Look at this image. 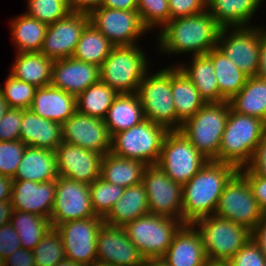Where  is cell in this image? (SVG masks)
Listing matches in <instances>:
<instances>
[{
  "instance_id": "cell-1",
  "label": "cell",
  "mask_w": 266,
  "mask_h": 266,
  "mask_svg": "<svg viewBox=\"0 0 266 266\" xmlns=\"http://www.w3.org/2000/svg\"><path fill=\"white\" fill-rule=\"evenodd\" d=\"M221 29L207 10L196 15L172 19L156 32V51L164 58L165 55L171 58H180L183 55V60L185 55H206L217 47Z\"/></svg>"
},
{
  "instance_id": "cell-2",
  "label": "cell",
  "mask_w": 266,
  "mask_h": 266,
  "mask_svg": "<svg viewBox=\"0 0 266 266\" xmlns=\"http://www.w3.org/2000/svg\"><path fill=\"white\" fill-rule=\"evenodd\" d=\"M237 171L229 163L208 161L183 185L182 222L192 224L214 215L226 183Z\"/></svg>"
},
{
  "instance_id": "cell-3",
  "label": "cell",
  "mask_w": 266,
  "mask_h": 266,
  "mask_svg": "<svg viewBox=\"0 0 266 266\" xmlns=\"http://www.w3.org/2000/svg\"><path fill=\"white\" fill-rule=\"evenodd\" d=\"M266 135V123L259 118L229 110L222 134L218 162L229 163L237 169L250 162L257 144Z\"/></svg>"
},
{
  "instance_id": "cell-4",
  "label": "cell",
  "mask_w": 266,
  "mask_h": 266,
  "mask_svg": "<svg viewBox=\"0 0 266 266\" xmlns=\"http://www.w3.org/2000/svg\"><path fill=\"white\" fill-rule=\"evenodd\" d=\"M146 52L142 44L114 46L100 67V80L119 94L136 93L145 73L155 67Z\"/></svg>"
},
{
  "instance_id": "cell-5",
  "label": "cell",
  "mask_w": 266,
  "mask_h": 266,
  "mask_svg": "<svg viewBox=\"0 0 266 266\" xmlns=\"http://www.w3.org/2000/svg\"><path fill=\"white\" fill-rule=\"evenodd\" d=\"M229 110L228 101L206 103L181 126L180 131L209 161L218 162L220 143L226 127Z\"/></svg>"
},
{
  "instance_id": "cell-6",
  "label": "cell",
  "mask_w": 266,
  "mask_h": 266,
  "mask_svg": "<svg viewBox=\"0 0 266 266\" xmlns=\"http://www.w3.org/2000/svg\"><path fill=\"white\" fill-rule=\"evenodd\" d=\"M145 73L137 90L145 119L177 130V114L171 89V65Z\"/></svg>"
},
{
  "instance_id": "cell-7",
  "label": "cell",
  "mask_w": 266,
  "mask_h": 266,
  "mask_svg": "<svg viewBox=\"0 0 266 266\" xmlns=\"http://www.w3.org/2000/svg\"><path fill=\"white\" fill-rule=\"evenodd\" d=\"M168 131L163 125L145 119L128 130L112 135L110 153L141 161L145 165L157 164Z\"/></svg>"
},
{
  "instance_id": "cell-8",
  "label": "cell",
  "mask_w": 266,
  "mask_h": 266,
  "mask_svg": "<svg viewBox=\"0 0 266 266\" xmlns=\"http://www.w3.org/2000/svg\"><path fill=\"white\" fill-rule=\"evenodd\" d=\"M208 259L229 261L250 239L251 231L214 215L194 221Z\"/></svg>"
},
{
  "instance_id": "cell-9",
  "label": "cell",
  "mask_w": 266,
  "mask_h": 266,
  "mask_svg": "<svg viewBox=\"0 0 266 266\" xmlns=\"http://www.w3.org/2000/svg\"><path fill=\"white\" fill-rule=\"evenodd\" d=\"M183 224L178 219L148 213L126 224L123 229L147 259L163 257Z\"/></svg>"
},
{
  "instance_id": "cell-10",
  "label": "cell",
  "mask_w": 266,
  "mask_h": 266,
  "mask_svg": "<svg viewBox=\"0 0 266 266\" xmlns=\"http://www.w3.org/2000/svg\"><path fill=\"white\" fill-rule=\"evenodd\" d=\"M180 130H169L157 165L167 176L184 185L208 162Z\"/></svg>"
},
{
  "instance_id": "cell-11",
  "label": "cell",
  "mask_w": 266,
  "mask_h": 266,
  "mask_svg": "<svg viewBox=\"0 0 266 266\" xmlns=\"http://www.w3.org/2000/svg\"><path fill=\"white\" fill-rule=\"evenodd\" d=\"M257 24L222 28L217 42V48L249 77L257 75L260 38L266 32L265 24Z\"/></svg>"
},
{
  "instance_id": "cell-12",
  "label": "cell",
  "mask_w": 266,
  "mask_h": 266,
  "mask_svg": "<svg viewBox=\"0 0 266 266\" xmlns=\"http://www.w3.org/2000/svg\"><path fill=\"white\" fill-rule=\"evenodd\" d=\"M215 215L252 231L264 216L246 178L237 171L226 183Z\"/></svg>"
},
{
  "instance_id": "cell-13",
  "label": "cell",
  "mask_w": 266,
  "mask_h": 266,
  "mask_svg": "<svg viewBox=\"0 0 266 266\" xmlns=\"http://www.w3.org/2000/svg\"><path fill=\"white\" fill-rule=\"evenodd\" d=\"M88 15L90 23L105 35L114 46L141 44L142 38H145L144 36L149 33L143 26L137 10L99 7L92 10Z\"/></svg>"
},
{
  "instance_id": "cell-14",
  "label": "cell",
  "mask_w": 266,
  "mask_h": 266,
  "mask_svg": "<svg viewBox=\"0 0 266 266\" xmlns=\"http://www.w3.org/2000/svg\"><path fill=\"white\" fill-rule=\"evenodd\" d=\"M142 183L148 198L149 213L182 221L183 185L171 180L157 164L146 165Z\"/></svg>"
},
{
  "instance_id": "cell-15",
  "label": "cell",
  "mask_w": 266,
  "mask_h": 266,
  "mask_svg": "<svg viewBox=\"0 0 266 266\" xmlns=\"http://www.w3.org/2000/svg\"><path fill=\"white\" fill-rule=\"evenodd\" d=\"M90 217L100 216L93 211L89 185L59 176L50 215L51 226L55 228L62 223Z\"/></svg>"
},
{
  "instance_id": "cell-16",
  "label": "cell",
  "mask_w": 266,
  "mask_h": 266,
  "mask_svg": "<svg viewBox=\"0 0 266 266\" xmlns=\"http://www.w3.org/2000/svg\"><path fill=\"white\" fill-rule=\"evenodd\" d=\"M103 223V217H90L55 227L61 235L66 258L92 266L97 257V234Z\"/></svg>"
},
{
  "instance_id": "cell-17",
  "label": "cell",
  "mask_w": 266,
  "mask_h": 266,
  "mask_svg": "<svg viewBox=\"0 0 266 266\" xmlns=\"http://www.w3.org/2000/svg\"><path fill=\"white\" fill-rule=\"evenodd\" d=\"M87 13L70 12L66 17L48 25L40 53L54 61L72 57L86 26Z\"/></svg>"
},
{
  "instance_id": "cell-18",
  "label": "cell",
  "mask_w": 266,
  "mask_h": 266,
  "mask_svg": "<svg viewBox=\"0 0 266 266\" xmlns=\"http://www.w3.org/2000/svg\"><path fill=\"white\" fill-rule=\"evenodd\" d=\"M62 141L102 155L110 153L111 136L104 120L76 111L62 124Z\"/></svg>"
},
{
  "instance_id": "cell-19",
  "label": "cell",
  "mask_w": 266,
  "mask_h": 266,
  "mask_svg": "<svg viewBox=\"0 0 266 266\" xmlns=\"http://www.w3.org/2000/svg\"><path fill=\"white\" fill-rule=\"evenodd\" d=\"M96 261L114 266H143L145 259L123 227L103 223L97 234Z\"/></svg>"
},
{
  "instance_id": "cell-20",
  "label": "cell",
  "mask_w": 266,
  "mask_h": 266,
  "mask_svg": "<svg viewBox=\"0 0 266 266\" xmlns=\"http://www.w3.org/2000/svg\"><path fill=\"white\" fill-rule=\"evenodd\" d=\"M58 174L90 185L101 176L104 155L82 147L61 142L55 149Z\"/></svg>"
},
{
  "instance_id": "cell-21",
  "label": "cell",
  "mask_w": 266,
  "mask_h": 266,
  "mask_svg": "<svg viewBox=\"0 0 266 266\" xmlns=\"http://www.w3.org/2000/svg\"><path fill=\"white\" fill-rule=\"evenodd\" d=\"M56 194V180L33 182L13 180L11 204L13 210L25 211L50 219Z\"/></svg>"
},
{
  "instance_id": "cell-22",
  "label": "cell",
  "mask_w": 266,
  "mask_h": 266,
  "mask_svg": "<svg viewBox=\"0 0 266 266\" xmlns=\"http://www.w3.org/2000/svg\"><path fill=\"white\" fill-rule=\"evenodd\" d=\"M99 80L100 67L69 57L54 61L50 85L77 96Z\"/></svg>"
},
{
  "instance_id": "cell-23",
  "label": "cell",
  "mask_w": 266,
  "mask_h": 266,
  "mask_svg": "<svg viewBox=\"0 0 266 266\" xmlns=\"http://www.w3.org/2000/svg\"><path fill=\"white\" fill-rule=\"evenodd\" d=\"M169 266H203L207 255L201 237L192 224H183L162 257Z\"/></svg>"
},
{
  "instance_id": "cell-24",
  "label": "cell",
  "mask_w": 266,
  "mask_h": 266,
  "mask_svg": "<svg viewBox=\"0 0 266 266\" xmlns=\"http://www.w3.org/2000/svg\"><path fill=\"white\" fill-rule=\"evenodd\" d=\"M266 0H207L206 10L222 27H251ZM259 10V11H258ZM258 11V12H257ZM256 16V17H255ZM253 20V21H252Z\"/></svg>"
},
{
  "instance_id": "cell-25",
  "label": "cell",
  "mask_w": 266,
  "mask_h": 266,
  "mask_svg": "<svg viewBox=\"0 0 266 266\" xmlns=\"http://www.w3.org/2000/svg\"><path fill=\"white\" fill-rule=\"evenodd\" d=\"M29 109L62 125L76 112V96L51 85L40 87L36 89Z\"/></svg>"
},
{
  "instance_id": "cell-26",
  "label": "cell",
  "mask_w": 266,
  "mask_h": 266,
  "mask_svg": "<svg viewBox=\"0 0 266 266\" xmlns=\"http://www.w3.org/2000/svg\"><path fill=\"white\" fill-rule=\"evenodd\" d=\"M186 58L189 60L184 61L181 57V60L179 58L175 60L176 63H167V65H176L194 84L205 103L221 102V93L212 61L206 55Z\"/></svg>"
},
{
  "instance_id": "cell-27",
  "label": "cell",
  "mask_w": 266,
  "mask_h": 266,
  "mask_svg": "<svg viewBox=\"0 0 266 266\" xmlns=\"http://www.w3.org/2000/svg\"><path fill=\"white\" fill-rule=\"evenodd\" d=\"M26 146L55 151L62 142V125L22 109L20 138Z\"/></svg>"
},
{
  "instance_id": "cell-28",
  "label": "cell",
  "mask_w": 266,
  "mask_h": 266,
  "mask_svg": "<svg viewBox=\"0 0 266 266\" xmlns=\"http://www.w3.org/2000/svg\"><path fill=\"white\" fill-rule=\"evenodd\" d=\"M59 177L55 151L27 146L13 180H29L37 183L56 180Z\"/></svg>"
},
{
  "instance_id": "cell-29",
  "label": "cell",
  "mask_w": 266,
  "mask_h": 266,
  "mask_svg": "<svg viewBox=\"0 0 266 266\" xmlns=\"http://www.w3.org/2000/svg\"><path fill=\"white\" fill-rule=\"evenodd\" d=\"M148 213V198L141 182L125 188L123 195L103 217V221L109 225L124 227Z\"/></svg>"
},
{
  "instance_id": "cell-30",
  "label": "cell",
  "mask_w": 266,
  "mask_h": 266,
  "mask_svg": "<svg viewBox=\"0 0 266 266\" xmlns=\"http://www.w3.org/2000/svg\"><path fill=\"white\" fill-rule=\"evenodd\" d=\"M9 73L36 88L50 85L54 60L40 52L15 53Z\"/></svg>"
},
{
  "instance_id": "cell-31",
  "label": "cell",
  "mask_w": 266,
  "mask_h": 266,
  "mask_svg": "<svg viewBox=\"0 0 266 266\" xmlns=\"http://www.w3.org/2000/svg\"><path fill=\"white\" fill-rule=\"evenodd\" d=\"M171 89L177 114V130H180L182 124L206 103L194 84L176 65H171Z\"/></svg>"
},
{
  "instance_id": "cell-32",
  "label": "cell",
  "mask_w": 266,
  "mask_h": 266,
  "mask_svg": "<svg viewBox=\"0 0 266 266\" xmlns=\"http://www.w3.org/2000/svg\"><path fill=\"white\" fill-rule=\"evenodd\" d=\"M145 120L137 93L119 94L104 119L110 136L128 130Z\"/></svg>"
},
{
  "instance_id": "cell-33",
  "label": "cell",
  "mask_w": 266,
  "mask_h": 266,
  "mask_svg": "<svg viewBox=\"0 0 266 266\" xmlns=\"http://www.w3.org/2000/svg\"><path fill=\"white\" fill-rule=\"evenodd\" d=\"M20 14L9 21L10 37L15 52H40L48 25L25 13Z\"/></svg>"
},
{
  "instance_id": "cell-34",
  "label": "cell",
  "mask_w": 266,
  "mask_h": 266,
  "mask_svg": "<svg viewBox=\"0 0 266 266\" xmlns=\"http://www.w3.org/2000/svg\"><path fill=\"white\" fill-rule=\"evenodd\" d=\"M228 102L233 111L266 123V81L258 76L248 77L243 88Z\"/></svg>"
},
{
  "instance_id": "cell-35",
  "label": "cell",
  "mask_w": 266,
  "mask_h": 266,
  "mask_svg": "<svg viewBox=\"0 0 266 266\" xmlns=\"http://www.w3.org/2000/svg\"><path fill=\"white\" fill-rule=\"evenodd\" d=\"M145 167L141 161L107 153L102 158L100 177L108 183L127 188L142 182Z\"/></svg>"
},
{
  "instance_id": "cell-36",
  "label": "cell",
  "mask_w": 266,
  "mask_h": 266,
  "mask_svg": "<svg viewBox=\"0 0 266 266\" xmlns=\"http://www.w3.org/2000/svg\"><path fill=\"white\" fill-rule=\"evenodd\" d=\"M206 56L212 61L215 69L221 102L229 101L243 88L249 76L236 67L217 47L211 49Z\"/></svg>"
},
{
  "instance_id": "cell-37",
  "label": "cell",
  "mask_w": 266,
  "mask_h": 266,
  "mask_svg": "<svg viewBox=\"0 0 266 266\" xmlns=\"http://www.w3.org/2000/svg\"><path fill=\"white\" fill-rule=\"evenodd\" d=\"M119 93L101 80L76 96V111L104 120Z\"/></svg>"
},
{
  "instance_id": "cell-38",
  "label": "cell",
  "mask_w": 266,
  "mask_h": 266,
  "mask_svg": "<svg viewBox=\"0 0 266 266\" xmlns=\"http://www.w3.org/2000/svg\"><path fill=\"white\" fill-rule=\"evenodd\" d=\"M113 47L108 38L89 23L82 32L72 57L101 67Z\"/></svg>"
},
{
  "instance_id": "cell-39",
  "label": "cell",
  "mask_w": 266,
  "mask_h": 266,
  "mask_svg": "<svg viewBox=\"0 0 266 266\" xmlns=\"http://www.w3.org/2000/svg\"><path fill=\"white\" fill-rule=\"evenodd\" d=\"M10 224L18 233L21 248L31 251L52 228L50 219L20 210H13Z\"/></svg>"
},
{
  "instance_id": "cell-40",
  "label": "cell",
  "mask_w": 266,
  "mask_h": 266,
  "mask_svg": "<svg viewBox=\"0 0 266 266\" xmlns=\"http://www.w3.org/2000/svg\"><path fill=\"white\" fill-rule=\"evenodd\" d=\"M36 266H55L66 258L61 235L51 228L32 250Z\"/></svg>"
},
{
  "instance_id": "cell-41",
  "label": "cell",
  "mask_w": 266,
  "mask_h": 266,
  "mask_svg": "<svg viewBox=\"0 0 266 266\" xmlns=\"http://www.w3.org/2000/svg\"><path fill=\"white\" fill-rule=\"evenodd\" d=\"M89 190L93 211L97 216L104 217L123 195L125 188L99 177L89 185Z\"/></svg>"
},
{
  "instance_id": "cell-42",
  "label": "cell",
  "mask_w": 266,
  "mask_h": 266,
  "mask_svg": "<svg viewBox=\"0 0 266 266\" xmlns=\"http://www.w3.org/2000/svg\"><path fill=\"white\" fill-rule=\"evenodd\" d=\"M25 14L42 23L50 25L59 19L66 17L71 9L69 0H25Z\"/></svg>"
},
{
  "instance_id": "cell-43",
  "label": "cell",
  "mask_w": 266,
  "mask_h": 266,
  "mask_svg": "<svg viewBox=\"0 0 266 266\" xmlns=\"http://www.w3.org/2000/svg\"><path fill=\"white\" fill-rule=\"evenodd\" d=\"M4 84L3 86L0 84V93L9 108L29 109L37 88L34 85L16 79L10 73H8Z\"/></svg>"
},
{
  "instance_id": "cell-44",
  "label": "cell",
  "mask_w": 266,
  "mask_h": 266,
  "mask_svg": "<svg viewBox=\"0 0 266 266\" xmlns=\"http://www.w3.org/2000/svg\"><path fill=\"white\" fill-rule=\"evenodd\" d=\"M137 11L149 33L160 31L170 21L168 0H137Z\"/></svg>"
},
{
  "instance_id": "cell-45",
  "label": "cell",
  "mask_w": 266,
  "mask_h": 266,
  "mask_svg": "<svg viewBox=\"0 0 266 266\" xmlns=\"http://www.w3.org/2000/svg\"><path fill=\"white\" fill-rule=\"evenodd\" d=\"M26 147L21 140L0 141V175L15 176Z\"/></svg>"
},
{
  "instance_id": "cell-46",
  "label": "cell",
  "mask_w": 266,
  "mask_h": 266,
  "mask_svg": "<svg viewBox=\"0 0 266 266\" xmlns=\"http://www.w3.org/2000/svg\"><path fill=\"white\" fill-rule=\"evenodd\" d=\"M230 266H266V258L251 238L230 260Z\"/></svg>"
},
{
  "instance_id": "cell-47",
  "label": "cell",
  "mask_w": 266,
  "mask_h": 266,
  "mask_svg": "<svg viewBox=\"0 0 266 266\" xmlns=\"http://www.w3.org/2000/svg\"><path fill=\"white\" fill-rule=\"evenodd\" d=\"M22 109L9 108L0 120V141H16L20 138Z\"/></svg>"
},
{
  "instance_id": "cell-48",
  "label": "cell",
  "mask_w": 266,
  "mask_h": 266,
  "mask_svg": "<svg viewBox=\"0 0 266 266\" xmlns=\"http://www.w3.org/2000/svg\"><path fill=\"white\" fill-rule=\"evenodd\" d=\"M207 0H168L170 20L202 13Z\"/></svg>"
},
{
  "instance_id": "cell-49",
  "label": "cell",
  "mask_w": 266,
  "mask_h": 266,
  "mask_svg": "<svg viewBox=\"0 0 266 266\" xmlns=\"http://www.w3.org/2000/svg\"><path fill=\"white\" fill-rule=\"evenodd\" d=\"M238 171L246 178L261 210L266 215V178L250 172L245 167Z\"/></svg>"
},
{
  "instance_id": "cell-50",
  "label": "cell",
  "mask_w": 266,
  "mask_h": 266,
  "mask_svg": "<svg viewBox=\"0 0 266 266\" xmlns=\"http://www.w3.org/2000/svg\"><path fill=\"white\" fill-rule=\"evenodd\" d=\"M21 248L20 239L12 225L0 227V257L4 260L14 251Z\"/></svg>"
},
{
  "instance_id": "cell-51",
  "label": "cell",
  "mask_w": 266,
  "mask_h": 266,
  "mask_svg": "<svg viewBox=\"0 0 266 266\" xmlns=\"http://www.w3.org/2000/svg\"><path fill=\"white\" fill-rule=\"evenodd\" d=\"M245 168L258 176L266 178V135L257 144L252 158Z\"/></svg>"
},
{
  "instance_id": "cell-52",
  "label": "cell",
  "mask_w": 266,
  "mask_h": 266,
  "mask_svg": "<svg viewBox=\"0 0 266 266\" xmlns=\"http://www.w3.org/2000/svg\"><path fill=\"white\" fill-rule=\"evenodd\" d=\"M4 266H36L31 250L17 249L3 260Z\"/></svg>"
},
{
  "instance_id": "cell-53",
  "label": "cell",
  "mask_w": 266,
  "mask_h": 266,
  "mask_svg": "<svg viewBox=\"0 0 266 266\" xmlns=\"http://www.w3.org/2000/svg\"><path fill=\"white\" fill-rule=\"evenodd\" d=\"M251 238L259 246L260 251L266 258V215L261 218L251 231Z\"/></svg>"
},
{
  "instance_id": "cell-54",
  "label": "cell",
  "mask_w": 266,
  "mask_h": 266,
  "mask_svg": "<svg viewBox=\"0 0 266 266\" xmlns=\"http://www.w3.org/2000/svg\"><path fill=\"white\" fill-rule=\"evenodd\" d=\"M104 0H69L71 12L89 14L92 10L102 6Z\"/></svg>"
},
{
  "instance_id": "cell-55",
  "label": "cell",
  "mask_w": 266,
  "mask_h": 266,
  "mask_svg": "<svg viewBox=\"0 0 266 266\" xmlns=\"http://www.w3.org/2000/svg\"><path fill=\"white\" fill-rule=\"evenodd\" d=\"M101 7L118 10H137V0H104Z\"/></svg>"
},
{
  "instance_id": "cell-56",
  "label": "cell",
  "mask_w": 266,
  "mask_h": 266,
  "mask_svg": "<svg viewBox=\"0 0 266 266\" xmlns=\"http://www.w3.org/2000/svg\"><path fill=\"white\" fill-rule=\"evenodd\" d=\"M259 67L257 75L266 81V32L260 38Z\"/></svg>"
},
{
  "instance_id": "cell-57",
  "label": "cell",
  "mask_w": 266,
  "mask_h": 266,
  "mask_svg": "<svg viewBox=\"0 0 266 266\" xmlns=\"http://www.w3.org/2000/svg\"><path fill=\"white\" fill-rule=\"evenodd\" d=\"M12 183L11 177L0 175V201L11 200Z\"/></svg>"
},
{
  "instance_id": "cell-58",
  "label": "cell",
  "mask_w": 266,
  "mask_h": 266,
  "mask_svg": "<svg viewBox=\"0 0 266 266\" xmlns=\"http://www.w3.org/2000/svg\"><path fill=\"white\" fill-rule=\"evenodd\" d=\"M12 212L11 200L0 201V227L10 223Z\"/></svg>"
},
{
  "instance_id": "cell-59",
  "label": "cell",
  "mask_w": 266,
  "mask_h": 266,
  "mask_svg": "<svg viewBox=\"0 0 266 266\" xmlns=\"http://www.w3.org/2000/svg\"><path fill=\"white\" fill-rule=\"evenodd\" d=\"M143 266H169V265L162 257H158V258L145 259Z\"/></svg>"
},
{
  "instance_id": "cell-60",
  "label": "cell",
  "mask_w": 266,
  "mask_h": 266,
  "mask_svg": "<svg viewBox=\"0 0 266 266\" xmlns=\"http://www.w3.org/2000/svg\"><path fill=\"white\" fill-rule=\"evenodd\" d=\"M203 266H230L229 261L207 259Z\"/></svg>"
},
{
  "instance_id": "cell-61",
  "label": "cell",
  "mask_w": 266,
  "mask_h": 266,
  "mask_svg": "<svg viewBox=\"0 0 266 266\" xmlns=\"http://www.w3.org/2000/svg\"><path fill=\"white\" fill-rule=\"evenodd\" d=\"M8 109H9V106L6 100L4 99V97L0 93V120Z\"/></svg>"
},
{
  "instance_id": "cell-62",
  "label": "cell",
  "mask_w": 266,
  "mask_h": 266,
  "mask_svg": "<svg viewBox=\"0 0 266 266\" xmlns=\"http://www.w3.org/2000/svg\"><path fill=\"white\" fill-rule=\"evenodd\" d=\"M55 266H84V265L72 261L71 259L65 258L64 260H61L59 263H57Z\"/></svg>"
},
{
  "instance_id": "cell-63",
  "label": "cell",
  "mask_w": 266,
  "mask_h": 266,
  "mask_svg": "<svg viewBox=\"0 0 266 266\" xmlns=\"http://www.w3.org/2000/svg\"><path fill=\"white\" fill-rule=\"evenodd\" d=\"M92 266H114L111 264H106V263H102V262H95Z\"/></svg>"
},
{
  "instance_id": "cell-64",
  "label": "cell",
  "mask_w": 266,
  "mask_h": 266,
  "mask_svg": "<svg viewBox=\"0 0 266 266\" xmlns=\"http://www.w3.org/2000/svg\"><path fill=\"white\" fill-rule=\"evenodd\" d=\"M3 259L0 257V266H4Z\"/></svg>"
}]
</instances>
